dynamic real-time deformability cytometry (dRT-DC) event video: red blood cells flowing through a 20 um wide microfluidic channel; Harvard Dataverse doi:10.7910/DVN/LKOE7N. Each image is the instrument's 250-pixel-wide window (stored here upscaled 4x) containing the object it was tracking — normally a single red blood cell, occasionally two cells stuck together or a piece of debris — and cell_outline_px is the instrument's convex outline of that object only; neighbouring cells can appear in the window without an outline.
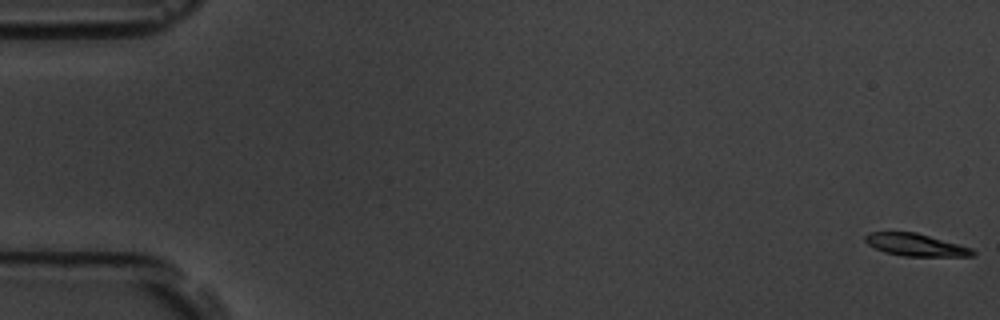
{"species": "common noctule bat (a hibernating species)", "species_latin": "Nyctalus noctula", "temperature_condition": "room temperature", "stored_images_in_passage": 9, "camera_frame_rate_fps": 3000, "um_per_image_px": 0.085, "animal": {"sex": "male", "body_mass_g": 19.5, "forearm_length_mm": 54.6}, "frame": {"image": 1, "passage_image": 1, "time_ms": 0.0, "image_size_px": [1000, 320], "cell_outline_px": [[976, 252], [972, 256], [904, 256], [884, 252], [868, 244], [864, 240], [864, 236], [868, 232], [916, 232], [972, 248]], "centroid_in_image_um": [77.81, 20.81], "position_along_channel_um": 7.2, "area_um2": 13.93}}
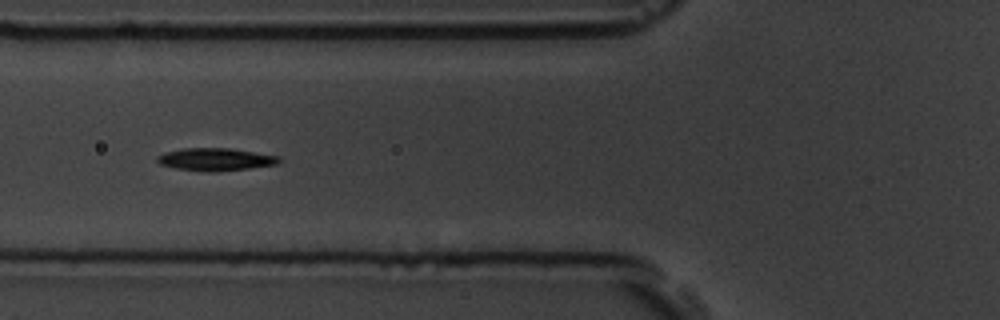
{"frame": {"image": 2, "passage_image": 7, "time_ms": 7.0, "image_size_px": [1000, 320], "cell_outline_px": [[280, 160], [276, 164], [248, 168], [216, 172], [208, 172], [176, 168], [160, 164], [156, 160], [156, 156], [164, 152], [184, 148], [228, 148], [280, 156]], "centroid_in_image_um": [18.28, 13.54], "position_along_channel_um": 107.5, "area_um2": 15.95}}
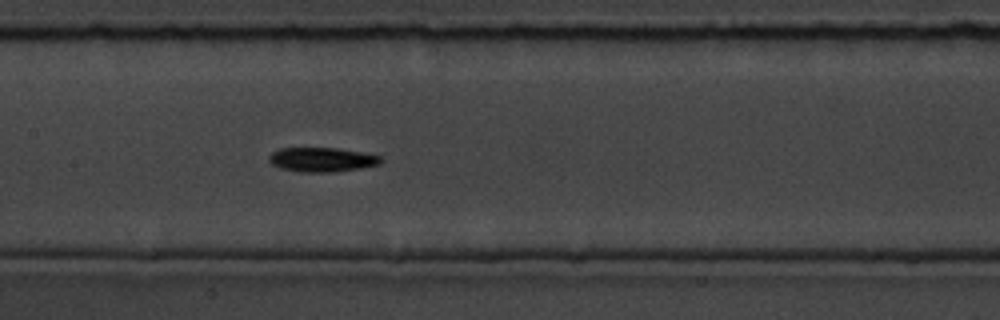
{"frame": {"image": 3, "passage_image": 9, "time_ms": 9.0, "image_size_px": [1000, 320], "cell_outline_px": [[384, 160], [380, 164], [360, 168], [332, 172], [300, 172], [280, 168], [272, 164], [268, 160], [268, 156], [272, 152], [280, 148], [336, 148], [360, 152], [380, 156]], "centroid_in_image_um": [27.34, 13.57], "position_along_channel_um": 180.1, "area_um2": 15.84}}